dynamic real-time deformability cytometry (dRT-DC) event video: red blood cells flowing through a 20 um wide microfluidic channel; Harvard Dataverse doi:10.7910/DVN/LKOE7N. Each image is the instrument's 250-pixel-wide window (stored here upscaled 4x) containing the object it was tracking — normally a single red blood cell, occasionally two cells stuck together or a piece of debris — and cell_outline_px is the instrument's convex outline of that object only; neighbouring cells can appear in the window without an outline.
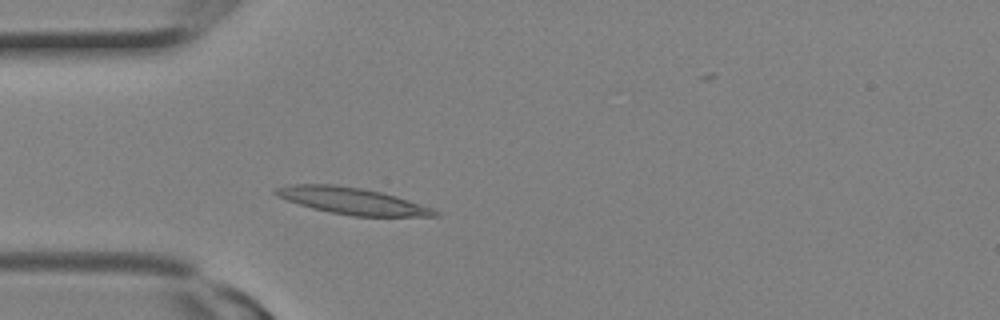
{"species": "Egyptian fruit bat (a non-hibernating species)", "species_latin": "Rousettus aegyptiacus", "temperature_condition": "room temperature", "stored_images_in_passage": 2, "camera_frame_rate_fps": 3000, "um_per_image_px": 0.085, "animal": {"sex": "female"}, "frame": {"image": 1, "passage_image": 2, "time_ms": 0.333, "image_size_px": [1000, 320], "cell_outline_px": [[440, 216], [352, 216], [312, 208], [276, 196], [272, 192], [276, 188], [292, 184], [336, 184], [360, 188], [380, 192], [396, 196], [432, 208], [440, 212]], "centroid_in_image_um": [29.93, 17.07], "position_along_channel_um": 55.1, "area_um2": 24.45}}